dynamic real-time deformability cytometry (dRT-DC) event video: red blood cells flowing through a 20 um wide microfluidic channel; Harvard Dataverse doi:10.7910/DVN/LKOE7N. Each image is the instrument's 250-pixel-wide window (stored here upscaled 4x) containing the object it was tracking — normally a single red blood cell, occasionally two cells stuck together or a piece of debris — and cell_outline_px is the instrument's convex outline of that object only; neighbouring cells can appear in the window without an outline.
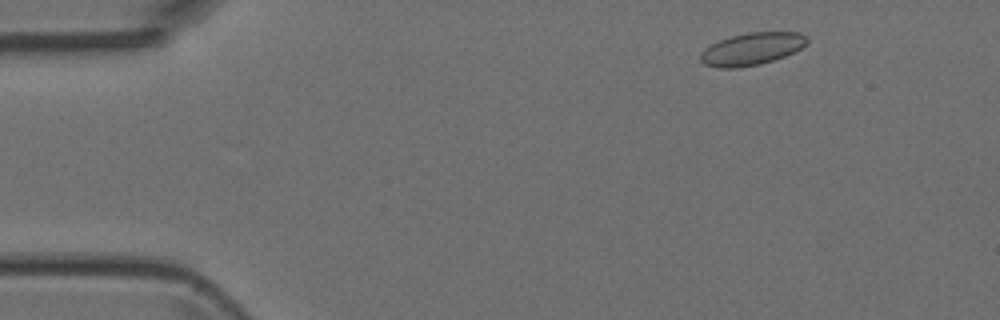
{"species": "Egyptian fruit bat (a non-hibernating species)", "species_latin": "Rousettus aegyptiacus", "temperature_condition": "room temperature", "stored_images_in_passage": 4, "camera_frame_rate_fps": 3000, "um_per_image_px": 0.085, "animal": {"sex": "female"}, "frame": {"image": 1, "passage_image": 1, "time_ms": 0.0, "image_size_px": [1000, 320], "cell_outline_px": [[808, 40], [800, 48], [784, 56], [760, 64], [736, 68], [716, 68], [704, 64], [700, 60], [700, 52], [704, 48], [720, 40], [732, 36], [748, 32], [800, 32]], "centroid_in_image_um": [63.84, 4.16], "position_along_channel_um": 21.2, "area_um2": 19.88}}
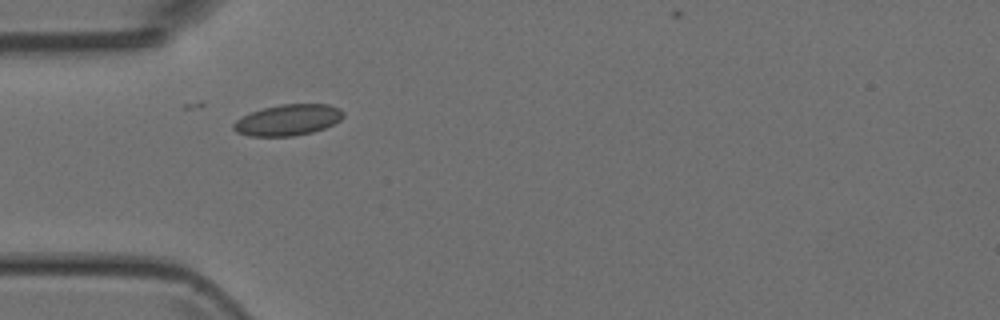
{"frame": {"image": 2, "passage_image": 3, "time_ms": 3.0, "image_size_px": [1000, 320], "cell_outline_px": [[344, 116], [340, 120], [324, 128], [312, 132], [292, 136], [248, 136], [236, 132], [232, 128], [232, 124], [236, 120], [252, 112], [264, 108], [280, 104], [328, 104], [340, 108], [344, 112]], "centroid_in_image_um": [24.48, 10.2], "position_along_channel_um": 60.5, "area_um2": 19.83}}
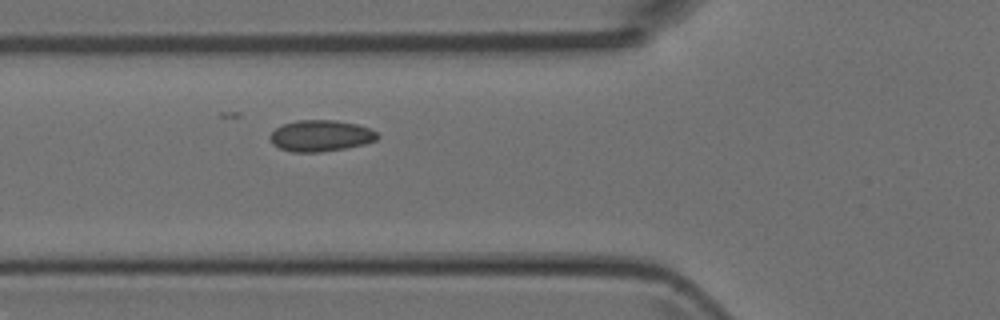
{"frame": {"image": 3, "passage_image": 4, "time_ms": 4.0, "image_size_px": [1000, 320], "cell_outline_px": [[380, 136], [376, 140], [364, 144], [344, 148], [320, 152], [292, 152], [280, 148], [272, 144], [268, 136], [276, 128], [284, 124], [296, 120], [336, 120], [356, 124], [368, 128], [376, 132]], "centroid_in_image_um": [27.24, 11.54], "position_along_channel_um": 98.6, "area_um2": 19.54}}